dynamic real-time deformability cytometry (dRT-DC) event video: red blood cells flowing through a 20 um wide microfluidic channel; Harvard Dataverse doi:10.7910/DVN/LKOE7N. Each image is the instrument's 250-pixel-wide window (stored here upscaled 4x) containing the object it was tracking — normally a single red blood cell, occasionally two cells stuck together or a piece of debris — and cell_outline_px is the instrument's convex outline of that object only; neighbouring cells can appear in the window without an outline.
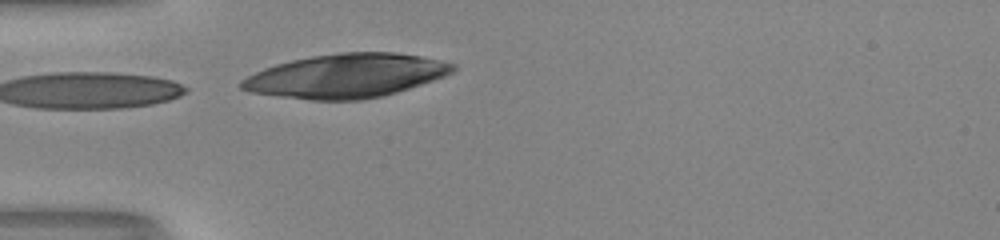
{"species": "human", "species_latin": "Homo sapiens", "temperature_condition": "room temperature", "stored_images_in_passage": 7, "camera_frame_rate_fps": 3000, "um_per_image_px": 0.085, "donor": {"sex": "male"}, "frame": {"image": 1, "passage_image": 7, "time_ms": 2.0, "image_size_px": [1000, 240], "cell_outline_px": [[456, 68], [452, 72], [444, 76], [384, 96], [360, 100], [312, 100], [248, 92], [240, 88], [240, 80], [264, 68], [276, 64], [292, 60], [312, 56], [340, 52], [396, 52], [420, 56], [456, 64]], "centroid_in_image_um": [29.4, 6.44], "position_along_channel_um": 55.6, "area_um2": 53.81}}